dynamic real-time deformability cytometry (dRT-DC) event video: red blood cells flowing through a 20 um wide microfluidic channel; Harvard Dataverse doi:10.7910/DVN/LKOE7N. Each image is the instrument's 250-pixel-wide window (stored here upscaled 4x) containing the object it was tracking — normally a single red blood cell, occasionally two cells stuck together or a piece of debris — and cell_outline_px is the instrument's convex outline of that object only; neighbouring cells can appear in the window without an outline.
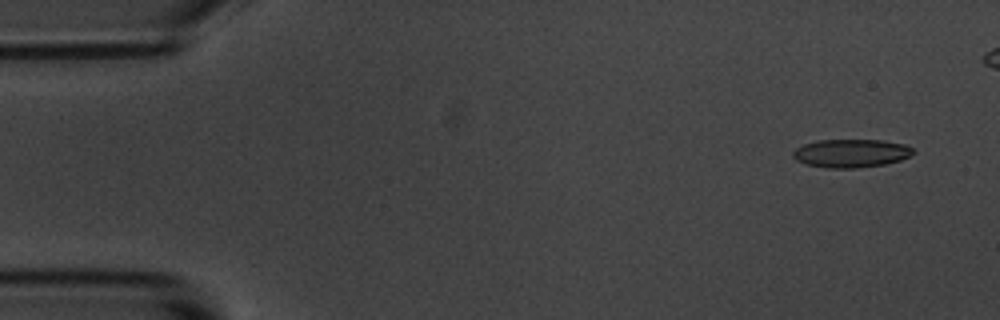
{"species": "common noctule bat (a hibernating species)", "species_latin": "Nyctalus noctula", "temperature_condition": "room temperature", "stored_images_in_passage": 6, "camera_frame_rate_fps": 3000, "um_per_image_px": 0.085, "animal": {"sex": "male", "body_mass_g": 20.1, "forearm_length_mm": 53.5}, "frame": {"image": 1, "passage_image": 1, "time_ms": 0.0, "image_size_px": [1000, 320], "cell_outline_px": [[916, 152], [900, 160], [884, 164], [856, 168], [828, 168], [808, 164], [796, 160], [792, 156], [792, 152], [796, 148], [804, 144], [820, 140], [880, 140], [904, 144], [912, 148]], "centroid_in_image_um": [72.33, 13.02], "position_along_channel_um": 12.7, "area_um2": 19.65}}